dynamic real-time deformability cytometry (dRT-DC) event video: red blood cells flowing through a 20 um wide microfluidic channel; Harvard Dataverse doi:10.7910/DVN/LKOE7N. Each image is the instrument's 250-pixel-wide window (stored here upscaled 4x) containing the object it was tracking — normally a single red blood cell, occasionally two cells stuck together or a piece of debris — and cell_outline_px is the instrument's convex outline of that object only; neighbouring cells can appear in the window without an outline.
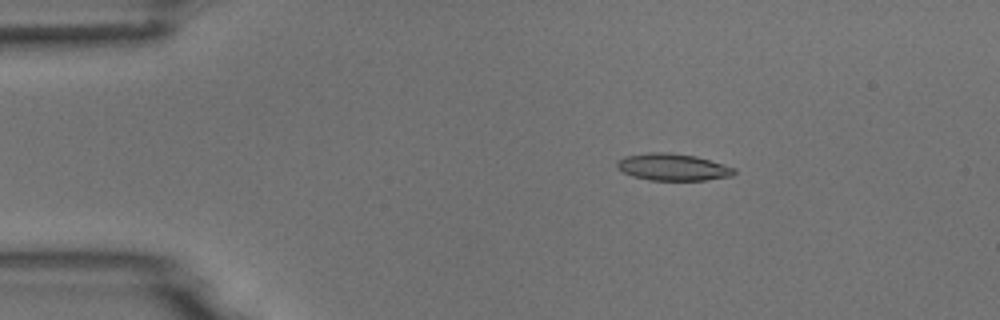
{"species": "common noctule bat (a hibernating species)", "species_latin": "Nyctalus noctula", "temperature_condition": "room temperature", "stored_images_in_passage": 6, "camera_frame_rate_fps": 3000, "um_per_image_px": 0.085, "animal": {"sex": "male", "body_mass_g": 18.8}, "frame": {"image": 1, "passage_image": 3, "time_ms": 2.333, "image_size_px": [1000, 320], "cell_outline_px": [[736, 172], [732, 176], [704, 180], [648, 180], [632, 176], [616, 168], [616, 164], [624, 156], [652, 152], [664, 152], [696, 156], [724, 164], [736, 168]], "centroid_in_image_um": [57.2, 14.21], "position_along_channel_um": 27.8, "area_um2": 18.38}}
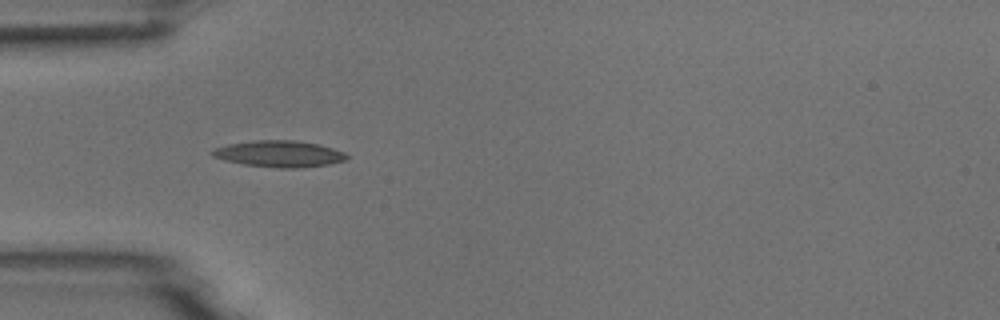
{"frame": {"image": 2, "passage_image": 5, "time_ms": 4.667, "image_size_px": [1000, 320], "cell_outline_px": [[348, 156], [344, 160], [328, 164], [300, 168], [280, 168], [244, 164], [224, 160], [212, 156], [212, 152], [216, 148], [228, 144], [256, 140], [296, 140], [316, 144], [332, 148], [344, 152]], "centroid_in_image_um": [23.73, 13.07], "position_along_channel_um": 61.3, "area_um2": 20.4}}